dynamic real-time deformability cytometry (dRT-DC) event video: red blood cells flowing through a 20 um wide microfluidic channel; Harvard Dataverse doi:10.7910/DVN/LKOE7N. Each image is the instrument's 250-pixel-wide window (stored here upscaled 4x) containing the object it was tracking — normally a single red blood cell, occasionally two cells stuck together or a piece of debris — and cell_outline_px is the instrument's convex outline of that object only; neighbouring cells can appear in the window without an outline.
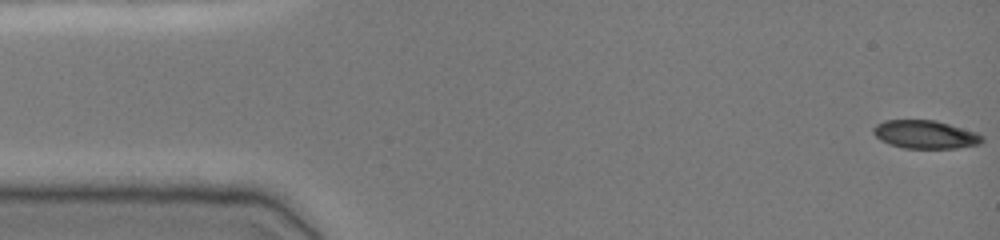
{"species": "common noctule bat (a hibernating species)", "species_latin": "Nyctalus noctula", "temperature_condition": "cold", "stored_images_in_passage": 49, "camera_frame_rate_fps": 3000, "um_per_image_px": 0.085, "animal": {"sex": "female", "body_mass_g": 19.0, "forearm_length_mm": 51.5}, "frame": {"image": 1, "passage_image": 1, "time_ms": 0.0, "image_size_px": [1000, 240], "cell_outline_px": [[984, 140], [980, 144], [956, 148], [904, 148], [888, 144], [880, 140], [872, 132], [872, 128], [876, 124], [884, 120], [936, 120], [976, 132], [984, 136]], "centroid_in_image_um": [78.63, 11.43], "position_along_channel_um": 6.4, "area_um2": 18.03}}
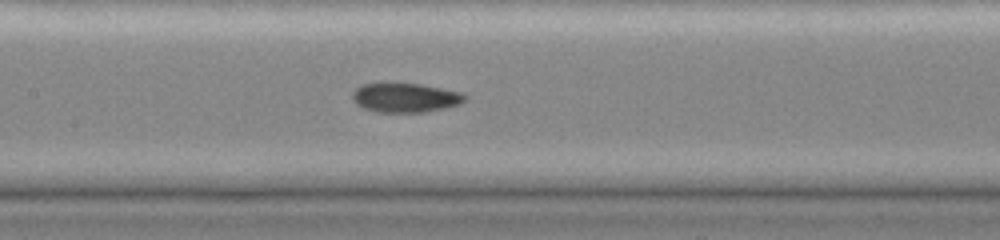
{"frame": {"image": 2, "passage_image": 23, "time_ms": 7.333, "image_size_px": [1000, 240], "cell_outline_px": [[468, 96], [460, 104], [448, 108], [424, 112], [376, 112], [364, 108], [356, 104], [352, 100], [352, 92], [356, 88], [364, 84], [420, 84], [464, 92]], "centroid_in_image_um": [34.49, 8.31], "position_along_channel_um": 172.9, "area_um2": 19.25}}
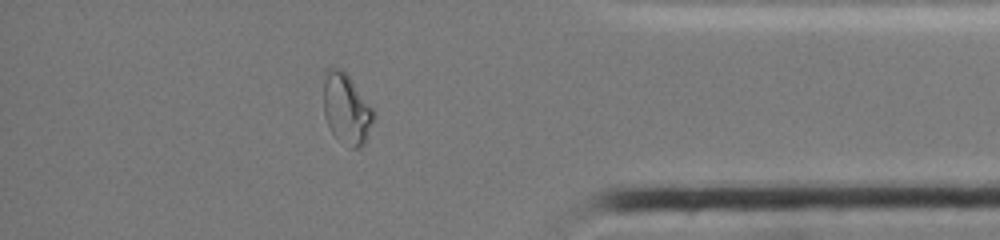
{"frame": {"image": 3, "passage_image": 42, "time_ms": 13.667, "image_size_px": [1000, 240], "cell_outline_px": [[376, 116], [364, 144], [360, 148], [352, 148], [336, 136], [332, 132], [324, 116], [324, 68], [340, 68], [348, 76], [376, 112]], "centroid_in_image_um": [29.46, 9.24], "position_along_channel_um": 405.7, "area_um2": 20.46}, "authors_computed_cell_mechanics": {"area_um2": 19.2474, "velocity_mm_per_s": 3.9186, "shape_relaxation_time_tau1_ms": null, "shape_relaxation_time_tau2_ms": 1.3845, "deformation_change_tau1": null, "deformation_change_tau2": 0.0567}}